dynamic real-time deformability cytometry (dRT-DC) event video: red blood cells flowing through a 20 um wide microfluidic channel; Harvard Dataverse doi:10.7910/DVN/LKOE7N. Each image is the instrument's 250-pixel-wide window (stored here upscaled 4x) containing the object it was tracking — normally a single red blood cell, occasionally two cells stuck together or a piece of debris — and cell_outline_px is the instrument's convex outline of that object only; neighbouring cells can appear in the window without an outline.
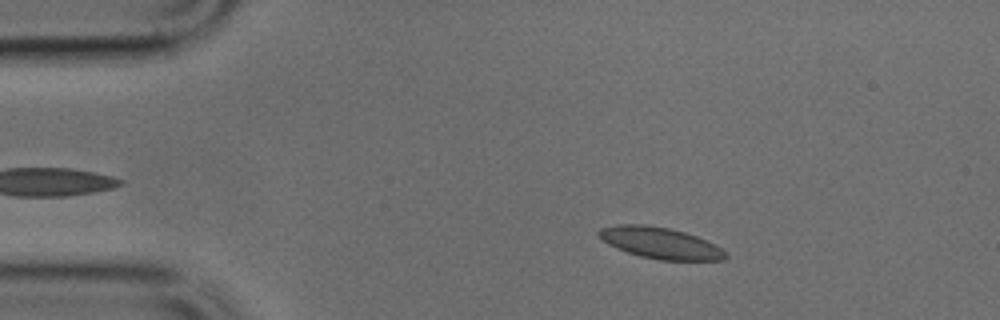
{"species": "common noctule bat (a hibernating species)", "species_latin": "Nyctalus noctula", "temperature_condition": "cold", "stored_images_in_passage": 41, "camera_frame_rate_fps": 3000, "um_per_image_px": 0.085, "animal": {"sex": "male", "body_mass_g": 17.9, "forearm_length_mm": 54.2}, "frame": {"image": 1, "passage_image": 7, "time_ms": 2.0, "image_size_px": [1000, 320], "cell_outline_px": [[728, 256], [724, 260], [660, 260], [640, 256], [616, 248], [608, 244], [596, 232], [600, 228], [616, 224], [644, 224], [668, 228], [684, 232], [696, 236], [720, 248]], "centroid_in_image_um": [56.08, 20.65], "position_along_channel_um": 28.9, "area_um2": 22.83}}
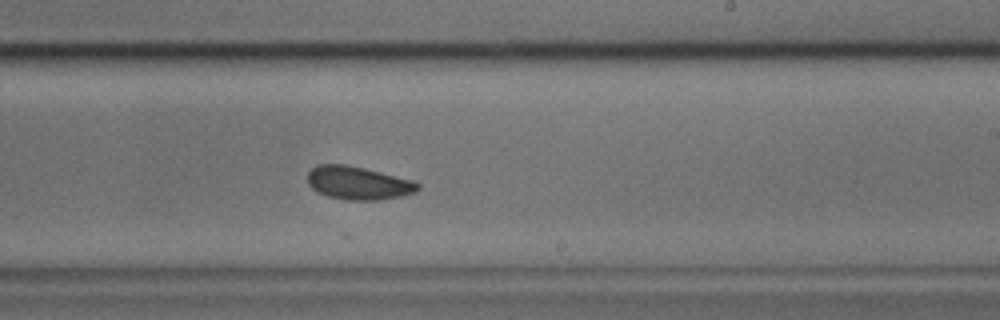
{"frame": {"image": 2, "passage_image": 28, "time_ms": 9.0, "image_size_px": [1000, 320], "cell_outline_px": [[420, 188], [416, 192], [404, 196], [380, 200], [344, 200], [328, 196], [316, 192], [308, 184], [308, 172], [316, 164], [344, 164], [364, 168], [416, 180], [420, 184]], "centroid_in_image_um": [30.48, 15.56], "position_along_channel_um": 258.5, "area_um2": 21.73}}
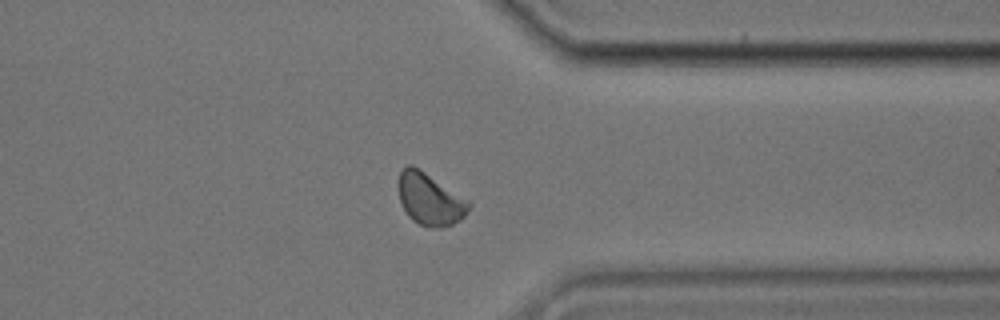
{"frame": {"image": 3, "passage_image": 37, "time_ms": 12.0, "image_size_px": [1000, 320], "cell_outline_px": [[472, 204], [464, 216], [460, 220], [452, 224], [440, 228], [428, 228], [412, 220], [408, 216], [400, 200], [396, 184], [400, 172], [408, 164], [412, 164], [420, 168], [472, 200]], "centroid_in_image_um": [36.56, 16.9], "position_along_channel_um": 374.8, "area_um2": 22.08}}